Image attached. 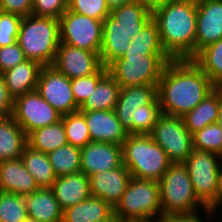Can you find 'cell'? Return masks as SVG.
I'll list each match as a JSON object with an SVG mask.
<instances>
[{
  "label": "cell",
  "instance_id": "cell-8",
  "mask_svg": "<svg viewBox=\"0 0 222 222\" xmlns=\"http://www.w3.org/2000/svg\"><path fill=\"white\" fill-rule=\"evenodd\" d=\"M184 164L196 196L210 210L217 203V177L222 157L213 152L193 149Z\"/></svg>",
  "mask_w": 222,
  "mask_h": 222
},
{
  "label": "cell",
  "instance_id": "cell-30",
  "mask_svg": "<svg viewBox=\"0 0 222 222\" xmlns=\"http://www.w3.org/2000/svg\"><path fill=\"white\" fill-rule=\"evenodd\" d=\"M27 142L31 148L46 154L66 145L68 142L62 120L30 132Z\"/></svg>",
  "mask_w": 222,
  "mask_h": 222
},
{
  "label": "cell",
  "instance_id": "cell-20",
  "mask_svg": "<svg viewBox=\"0 0 222 222\" xmlns=\"http://www.w3.org/2000/svg\"><path fill=\"white\" fill-rule=\"evenodd\" d=\"M39 189L21 159L0 162V191L26 196Z\"/></svg>",
  "mask_w": 222,
  "mask_h": 222
},
{
  "label": "cell",
  "instance_id": "cell-18",
  "mask_svg": "<svg viewBox=\"0 0 222 222\" xmlns=\"http://www.w3.org/2000/svg\"><path fill=\"white\" fill-rule=\"evenodd\" d=\"M89 129L92 142L122 145L129 135L117 119L114 110L81 111Z\"/></svg>",
  "mask_w": 222,
  "mask_h": 222
},
{
  "label": "cell",
  "instance_id": "cell-28",
  "mask_svg": "<svg viewBox=\"0 0 222 222\" xmlns=\"http://www.w3.org/2000/svg\"><path fill=\"white\" fill-rule=\"evenodd\" d=\"M119 92L120 85L107 73L79 107V111L114 110Z\"/></svg>",
  "mask_w": 222,
  "mask_h": 222
},
{
  "label": "cell",
  "instance_id": "cell-47",
  "mask_svg": "<svg viewBox=\"0 0 222 222\" xmlns=\"http://www.w3.org/2000/svg\"><path fill=\"white\" fill-rule=\"evenodd\" d=\"M106 2L110 11H112L113 9L132 2V0H106Z\"/></svg>",
  "mask_w": 222,
  "mask_h": 222
},
{
  "label": "cell",
  "instance_id": "cell-6",
  "mask_svg": "<svg viewBox=\"0 0 222 222\" xmlns=\"http://www.w3.org/2000/svg\"><path fill=\"white\" fill-rule=\"evenodd\" d=\"M122 156L131 176L142 180L158 182L171 164L151 135L129 134L122 144Z\"/></svg>",
  "mask_w": 222,
  "mask_h": 222
},
{
  "label": "cell",
  "instance_id": "cell-29",
  "mask_svg": "<svg viewBox=\"0 0 222 222\" xmlns=\"http://www.w3.org/2000/svg\"><path fill=\"white\" fill-rule=\"evenodd\" d=\"M20 159L39 188H51L57 176L54 173L48 154L27 145Z\"/></svg>",
  "mask_w": 222,
  "mask_h": 222
},
{
  "label": "cell",
  "instance_id": "cell-21",
  "mask_svg": "<svg viewBox=\"0 0 222 222\" xmlns=\"http://www.w3.org/2000/svg\"><path fill=\"white\" fill-rule=\"evenodd\" d=\"M130 35L118 25L110 15L103 20L102 46L100 60L104 67H108L113 61L124 56L129 48Z\"/></svg>",
  "mask_w": 222,
  "mask_h": 222
},
{
  "label": "cell",
  "instance_id": "cell-43",
  "mask_svg": "<svg viewBox=\"0 0 222 222\" xmlns=\"http://www.w3.org/2000/svg\"><path fill=\"white\" fill-rule=\"evenodd\" d=\"M32 4L33 0H0V11L24 17L32 14Z\"/></svg>",
  "mask_w": 222,
  "mask_h": 222
},
{
  "label": "cell",
  "instance_id": "cell-9",
  "mask_svg": "<svg viewBox=\"0 0 222 222\" xmlns=\"http://www.w3.org/2000/svg\"><path fill=\"white\" fill-rule=\"evenodd\" d=\"M150 135L171 163H184L193 151V135L182 117L162 114Z\"/></svg>",
  "mask_w": 222,
  "mask_h": 222
},
{
  "label": "cell",
  "instance_id": "cell-33",
  "mask_svg": "<svg viewBox=\"0 0 222 222\" xmlns=\"http://www.w3.org/2000/svg\"><path fill=\"white\" fill-rule=\"evenodd\" d=\"M61 120L64 125L67 142L78 148H83L91 141L85 116L81 111L63 115Z\"/></svg>",
  "mask_w": 222,
  "mask_h": 222
},
{
  "label": "cell",
  "instance_id": "cell-3",
  "mask_svg": "<svg viewBox=\"0 0 222 222\" xmlns=\"http://www.w3.org/2000/svg\"><path fill=\"white\" fill-rule=\"evenodd\" d=\"M163 218L199 215L209 210L196 196L184 163H171L158 181Z\"/></svg>",
  "mask_w": 222,
  "mask_h": 222
},
{
  "label": "cell",
  "instance_id": "cell-16",
  "mask_svg": "<svg viewBox=\"0 0 222 222\" xmlns=\"http://www.w3.org/2000/svg\"><path fill=\"white\" fill-rule=\"evenodd\" d=\"M146 104H160L158 99V85H141L120 88L115 113L117 119L132 134V117L136 108Z\"/></svg>",
  "mask_w": 222,
  "mask_h": 222
},
{
  "label": "cell",
  "instance_id": "cell-53",
  "mask_svg": "<svg viewBox=\"0 0 222 222\" xmlns=\"http://www.w3.org/2000/svg\"><path fill=\"white\" fill-rule=\"evenodd\" d=\"M23 222H37L34 218L27 216Z\"/></svg>",
  "mask_w": 222,
  "mask_h": 222
},
{
  "label": "cell",
  "instance_id": "cell-24",
  "mask_svg": "<svg viewBox=\"0 0 222 222\" xmlns=\"http://www.w3.org/2000/svg\"><path fill=\"white\" fill-rule=\"evenodd\" d=\"M221 102L222 88L216 87L194 109L182 117L184 125L192 135L207 125L217 123Z\"/></svg>",
  "mask_w": 222,
  "mask_h": 222
},
{
  "label": "cell",
  "instance_id": "cell-46",
  "mask_svg": "<svg viewBox=\"0 0 222 222\" xmlns=\"http://www.w3.org/2000/svg\"><path fill=\"white\" fill-rule=\"evenodd\" d=\"M199 215L196 216H183V217H173V222H204L201 220Z\"/></svg>",
  "mask_w": 222,
  "mask_h": 222
},
{
  "label": "cell",
  "instance_id": "cell-35",
  "mask_svg": "<svg viewBox=\"0 0 222 222\" xmlns=\"http://www.w3.org/2000/svg\"><path fill=\"white\" fill-rule=\"evenodd\" d=\"M161 115L160 104L138 106L132 117V134L150 135Z\"/></svg>",
  "mask_w": 222,
  "mask_h": 222
},
{
  "label": "cell",
  "instance_id": "cell-26",
  "mask_svg": "<svg viewBox=\"0 0 222 222\" xmlns=\"http://www.w3.org/2000/svg\"><path fill=\"white\" fill-rule=\"evenodd\" d=\"M113 214V208L96 196L77 203L63 211L62 222H99L108 219Z\"/></svg>",
  "mask_w": 222,
  "mask_h": 222
},
{
  "label": "cell",
  "instance_id": "cell-36",
  "mask_svg": "<svg viewBox=\"0 0 222 222\" xmlns=\"http://www.w3.org/2000/svg\"><path fill=\"white\" fill-rule=\"evenodd\" d=\"M193 149L213 152L222 157V129L217 124L205 126L193 134Z\"/></svg>",
  "mask_w": 222,
  "mask_h": 222
},
{
  "label": "cell",
  "instance_id": "cell-14",
  "mask_svg": "<svg viewBox=\"0 0 222 222\" xmlns=\"http://www.w3.org/2000/svg\"><path fill=\"white\" fill-rule=\"evenodd\" d=\"M222 39V0H197L195 55Z\"/></svg>",
  "mask_w": 222,
  "mask_h": 222
},
{
  "label": "cell",
  "instance_id": "cell-17",
  "mask_svg": "<svg viewBox=\"0 0 222 222\" xmlns=\"http://www.w3.org/2000/svg\"><path fill=\"white\" fill-rule=\"evenodd\" d=\"M132 178L130 171L122 164L116 169L89 176L90 191L114 208L126 191Z\"/></svg>",
  "mask_w": 222,
  "mask_h": 222
},
{
  "label": "cell",
  "instance_id": "cell-49",
  "mask_svg": "<svg viewBox=\"0 0 222 222\" xmlns=\"http://www.w3.org/2000/svg\"><path fill=\"white\" fill-rule=\"evenodd\" d=\"M222 206V198L208 211L206 212V215L210 218H213L216 212H218L219 208L221 209Z\"/></svg>",
  "mask_w": 222,
  "mask_h": 222
},
{
  "label": "cell",
  "instance_id": "cell-37",
  "mask_svg": "<svg viewBox=\"0 0 222 222\" xmlns=\"http://www.w3.org/2000/svg\"><path fill=\"white\" fill-rule=\"evenodd\" d=\"M130 48L147 49L152 54H166L160 39L157 23L151 19L135 39H131Z\"/></svg>",
  "mask_w": 222,
  "mask_h": 222
},
{
  "label": "cell",
  "instance_id": "cell-40",
  "mask_svg": "<svg viewBox=\"0 0 222 222\" xmlns=\"http://www.w3.org/2000/svg\"><path fill=\"white\" fill-rule=\"evenodd\" d=\"M22 17L0 11V47L13 45L17 42Z\"/></svg>",
  "mask_w": 222,
  "mask_h": 222
},
{
  "label": "cell",
  "instance_id": "cell-52",
  "mask_svg": "<svg viewBox=\"0 0 222 222\" xmlns=\"http://www.w3.org/2000/svg\"><path fill=\"white\" fill-rule=\"evenodd\" d=\"M99 222H120V220L113 213L108 219Z\"/></svg>",
  "mask_w": 222,
  "mask_h": 222
},
{
  "label": "cell",
  "instance_id": "cell-34",
  "mask_svg": "<svg viewBox=\"0 0 222 222\" xmlns=\"http://www.w3.org/2000/svg\"><path fill=\"white\" fill-rule=\"evenodd\" d=\"M27 216L25 196L0 191V222H23Z\"/></svg>",
  "mask_w": 222,
  "mask_h": 222
},
{
  "label": "cell",
  "instance_id": "cell-13",
  "mask_svg": "<svg viewBox=\"0 0 222 222\" xmlns=\"http://www.w3.org/2000/svg\"><path fill=\"white\" fill-rule=\"evenodd\" d=\"M52 66L69 79L85 77L102 67L100 54L60 43Z\"/></svg>",
  "mask_w": 222,
  "mask_h": 222
},
{
  "label": "cell",
  "instance_id": "cell-25",
  "mask_svg": "<svg viewBox=\"0 0 222 222\" xmlns=\"http://www.w3.org/2000/svg\"><path fill=\"white\" fill-rule=\"evenodd\" d=\"M28 145L27 134L12 116L0 120V162L20 159Z\"/></svg>",
  "mask_w": 222,
  "mask_h": 222
},
{
  "label": "cell",
  "instance_id": "cell-5",
  "mask_svg": "<svg viewBox=\"0 0 222 222\" xmlns=\"http://www.w3.org/2000/svg\"><path fill=\"white\" fill-rule=\"evenodd\" d=\"M17 43L26 59L51 66L60 44L59 19L32 14L22 17Z\"/></svg>",
  "mask_w": 222,
  "mask_h": 222
},
{
  "label": "cell",
  "instance_id": "cell-4",
  "mask_svg": "<svg viewBox=\"0 0 222 222\" xmlns=\"http://www.w3.org/2000/svg\"><path fill=\"white\" fill-rule=\"evenodd\" d=\"M172 61L167 54H152L147 49L128 48L124 56L113 61L107 72L120 88L158 85L166 65Z\"/></svg>",
  "mask_w": 222,
  "mask_h": 222
},
{
  "label": "cell",
  "instance_id": "cell-32",
  "mask_svg": "<svg viewBox=\"0 0 222 222\" xmlns=\"http://www.w3.org/2000/svg\"><path fill=\"white\" fill-rule=\"evenodd\" d=\"M48 156L57 177L81 172V148L67 143Z\"/></svg>",
  "mask_w": 222,
  "mask_h": 222
},
{
  "label": "cell",
  "instance_id": "cell-45",
  "mask_svg": "<svg viewBox=\"0 0 222 222\" xmlns=\"http://www.w3.org/2000/svg\"><path fill=\"white\" fill-rule=\"evenodd\" d=\"M132 1L137 2L138 4H142V5L146 6L150 11H153L164 0H132Z\"/></svg>",
  "mask_w": 222,
  "mask_h": 222
},
{
  "label": "cell",
  "instance_id": "cell-11",
  "mask_svg": "<svg viewBox=\"0 0 222 222\" xmlns=\"http://www.w3.org/2000/svg\"><path fill=\"white\" fill-rule=\"evenodd\" d=\"M12 117L28 135L61 120L62 115L34 90L14 99Z\"/></svg>",
  "mask_w": 222,
  "mask_h": 222
},
{
  "label": "cell",
  "instance_id": "cell-7",
  "mask_svg": "<svg viewBox=\"0 0 222 222\" xmlns=\"http://www.w3.org/2000/svg\"><path fill=\"white\" fill-rule=\"evenodd\" d=\"M113 213L120 222H146L163 218L159 183L132 177Z\"/></svg>",
  "mask_w": 222,
  "mask_h": 222
},
{
  "label": "cell",
  "instance_id": "cell-39",
  "mask_svg": "<svg viewBox=\"0 0 222 222\" xmlns=\"http://www.w3.org/2000/svg\"><path fill=\"white\" fill-rule=\"evenodd\" d=\"M68 10L101 21L110 15L106 0H68Z\"/></svg>",
  "mask_w": 222,
  "mask_h": 222
},
{
  "label": "cell",
  "instance_id": "cell-50",
  "mask_svg": "<svg viewBox=\"0 0 222 222\" xmlns=\"http://www.w3.org/2000/svg\"><path fill=\"white\" fill-rule=\"evenodd\" d=\"M147 222H173V217H170V218L164 217V218H160L156 220H150Z\"/></svg>",
  "mask_w": 222,
  "mask_h": 222
},
{
  "label": "cell",
  "instance_id": "cell-41",
  "mask_svg": "<svg viewBox=\"0 0 222 222\" xmlns=\"http://www.w3.org/2000/svg\"><path fill=\"white\" fill-rule=\"evenodd\" d=\"M68 10V0H33L32 15L59 19Z\"/></svg>",
  "mask_w": 222,
  "mask_h": 222
},
{
  "label": "cell",
  "instance_id": "cell-27",
  "mask_svg": "<svg viewBox=\"0 0 222 222\" xmlns=\"http://www.w3.org/2000/svg\"><path fill=\"white\" fill-rule=\"evenodd\" d=\"M110 16L118 22L131 39H135L143 27L152 19V11L137 2H130L110 11Z\"/></svg>",
  "mask_w": 222,
  "mask_h": 222
},
{
  "label": "cell",
  "instance_id": "cell-15",
  "mask_svg": "<svg viewBox=\"0 0 222 222\" xmlns=\"http://www.w3.org/2000/svg\"><path fill=\"white\" fill-rule=\"evenodd\" d=\"M123 164L122 145L89 142L81 148V172L86 176L116 169Z\"/></svg>",
  "mask_w": 222,
  "mask_h": 222
},
{
  "label": "cell",
  "instance_id": "cell-31",
  "mask_svg": "<svg viewBox=\"0 0 222 222\" xmlns=\"http://www.w3.org/2000/svg\"><path fill=\"white\" fill-rule=\"evenodd\" d=\"M192 61L209 77L215 87L222 88V39L205 46Z\"/></svg>",
  "mask_w": 222,
  "mask_h": 222
},
{
  "label": "cell",
  "instance_id": "cell-42",
  "mask_svg": "<svg viewBox=\"0 0 222 222\" xmlns=\"http://www.w3.org/2000/svg\"><path fill=\"white\" fill-rule=\"evenodd\" d=\"M25 60L27 59L24 52L17 42L13 45L0 47V75Z\"/></svg>",
  "mask_w": 222,
  "mask_h": 222
},
{
  "label": "cell",
  "instance_id": "cell-19",
  "mask_svg": "<svg viewBox=\"0 0 222 222\" xmlns=\"http://www.w3.org/2000/svg\"><path fill=\"white\" fill-rule=\"evenodd\" d=\"M51 189L63 211L91 196L89 177L83 172L57 177Z\"/></svg>",
  "mask_w": 222,
  "mask_h": 222
},
{
  "label": "cell",
  "instance_id": "cell-1",
  "mask_svg": "<svg viewBox=\"0 0 222 222\" xmlns=\"http://www.w3.org/2000/svg\"><path fill=\"white\" fill-rule=\"evenodd\" d=\"M216 87L192 60L170 61L158 83L162 114L183 117Z\"/></svg>",
  "mask_w": 222,
  "mask_h": 222
},
{
  "label": "cell",
  "instance_id": "cell-2",
  "mask_svg": "<svg viewBox=\"0 0 222 222\" xmlns=\"http://www.w3.org/2000/svg\"><path fill=\"white\" fill-rule=\"evenodd\" d=\"M163 49L172 60L195 57L197 0H164L152 11Z\"/></svg>",
  "mask_w": 222,
  "mask_h": 222
},
{
  "label": "cell",
  "instance_id": "cell-12",
  "mask_svg": "<svg viewBox=\"0 0 222 222\" xmlns=\"http://www.w3.org/2000/svg\"><path fill=\"white\" fill-rule=\"evenodd\" d=\"M36 91L62 116L79 110L72 93L71 79L52 65L42 67Z\"/></svg>",
  "mask_w": 222,
  "mask_h": 222
},
{
  "label": "cell",
  "instance_id": "cell-51",
  "mask_svg": "<svg viewBox=\"0 0 222 222\" xmlns=\"http://www.w3.org/2000/svg\"><path fill=\"white\" fill-rule=\"evenodd\" d=\"M217 124H218V125L221 127V129H222V102H221L220 108H219Z\"/></svg>",
  "mask_w": 222,
  "mask_h": 222
},
{
  "label": "cell",
  "instance_id": "cell-10",
  "mask_svg": "<svg viewBox=\"0 0 222 222\" xmlns=\"http://www.w3.org/2000/svg\"><path fill=\"white\" fill-rule=\"evenodd\" d=\"M103 21L67 10L59 18L60 43L100 54Z\"/></svg>",
  "mask_w": 222,
  "mask_h": 222
},
{
  "label": "cell",
  "instance_id": "cell-22",
  "mask_svg": "<svg viewBox=\"0 0 222 222\" xmlns=\"http://www.w3.org/2000/svg\"><path fill=\"white\" fill-rule=\"evenodd\" d=\"M42 65L33 60H25L2 73L10 95L15 99L36 90Z\"/></svg>",
  "mask_w": 222,
  "mask_h": 222
},
{
  "label": "cell",
  "instance_id": "cell-38",
  "mask_svg": "<svg viewBox=\"0 0 222 222\" xmlns=\"http://www.w3.org/2000/svg\"><path fill=\"white\" fill-rule=\"evenodd\" d=\"M107 68L102 67L98 72L71 79L72 93L76 104L80 107L96 88L98 82L107 74Z\"/></svg>",
  "mask_w": 222,
  "mask_h": 222
},
{
  "label": "cell",
  "instance_id": "cell-48",
  "mask_svg": "<svg viewBox=\"0 0 222 222\" xmlns=\"http://www.w3.org/2000/svg\"><path fill=\"white\" fill-rule=\"evenodd\" d=\"M222 198V164L218 170L217 177V202Z\"/></svg>",
  "mask_w": 222,
  "mask_h": 222
},
{
  "label": "cell",
  "instance_id": "cell-44",
  "mask_svg": "<svg viewBox=\"0 0 222 222\" xmlns=\"http://www.w3.org/2000/svg\"><path fill=\"white\" fill-rule=\"evenodd\" d=\"M14 98L10 95L6 83L0 75V114L10 117L13 113Z\"/></svg>",
  "mask_w": 222,
  "mask_h": 222
},
{
  "label": "cell",
  "instance_id": "cell-23",
  "mask_svg": "<svg viewBox=\"0 0 222 222\" xmlns=\"http://www.w3.org/2000/svg\"><path fill=\"white\" fill-rule=\"evenodd\" d=\"M25 205L28 216L37 222H62L63 210L51 188H39L26 195Z\"/></svg>",
  "mask_w": 222,
  "mask_h": 222
}]
</instances>
